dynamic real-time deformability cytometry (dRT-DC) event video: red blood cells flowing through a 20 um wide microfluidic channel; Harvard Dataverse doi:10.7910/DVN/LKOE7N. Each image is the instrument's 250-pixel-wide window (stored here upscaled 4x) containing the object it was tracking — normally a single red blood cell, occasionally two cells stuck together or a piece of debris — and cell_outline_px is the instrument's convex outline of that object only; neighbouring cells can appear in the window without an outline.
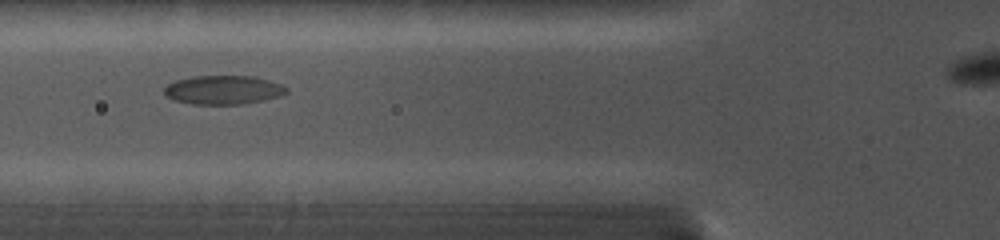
{"species": "common noctule bat (a hibernating species)", "species_latin": "Nyctalus noctula", "temperature_condition": "cold", "stored_images_in_passage": 12, "camera_frame_rate_fps": 5000, "um_per_image_px": 0.085, "animal": {"sex": "female", "body_mass_g": 19.0, "forearm_length_mm": 56.7}, "frame": {"image": 1, "passage_image": 2, "time_ms": 1.2, "image_size_px": [1000, 240], "cell_outline_px": [[288, 92], [280, 96], [240, 104], [192, 104], [172, 100], [164, 96], [164, 88], [168, 84], [176, 80], [192, 76], [252, 76], [268, 80], [280, 84], [288, 88]], "centroid_in_image_um": [18.93, 7.64], "position_along_channel_um": 106.9, "area_um2": 20.52}}
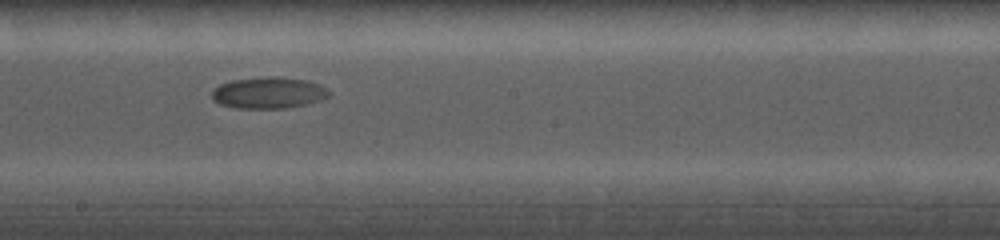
{"frame": {"image": 2, "passage_image": 5, "time_ms": 4.6, "image_size_px": [1000, 240], "cell_outline_px": [[332, 92], [328, 96], [320, 100], [308, 104], [284, 108], [236, 108], [220, 104], [212, 100], [212, 88], [220, 84], [232, 80], [268, 76], [276, 76], [308, 80], [320, 84], [328, 88]], "centroid_in_image_um": [22.84, 7.88], "position_along_channel_um": 225.4, "area_um2": 21.73}}
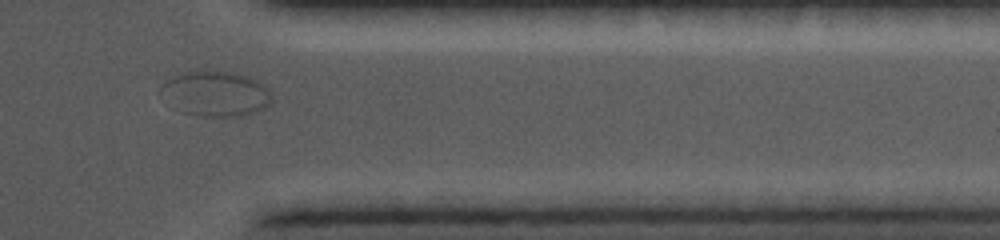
{"frame": {"image": 3, "passage_image": 11, "time_ms": 9.4, "image_size_px": [1000, 240], "cell_outline_px": [[272, 100], [268, 104], [252, 112], [224, 116], [200, 116], [184, 112], [160, 88], [168, 80], [176, 76], [188, 72], [232, 72], [248, 76], [268, 88]], "centroid_in_image_um": [18.41, 7.95], "position_along_channel_um": 393.0, "area_um2": 27.34}}